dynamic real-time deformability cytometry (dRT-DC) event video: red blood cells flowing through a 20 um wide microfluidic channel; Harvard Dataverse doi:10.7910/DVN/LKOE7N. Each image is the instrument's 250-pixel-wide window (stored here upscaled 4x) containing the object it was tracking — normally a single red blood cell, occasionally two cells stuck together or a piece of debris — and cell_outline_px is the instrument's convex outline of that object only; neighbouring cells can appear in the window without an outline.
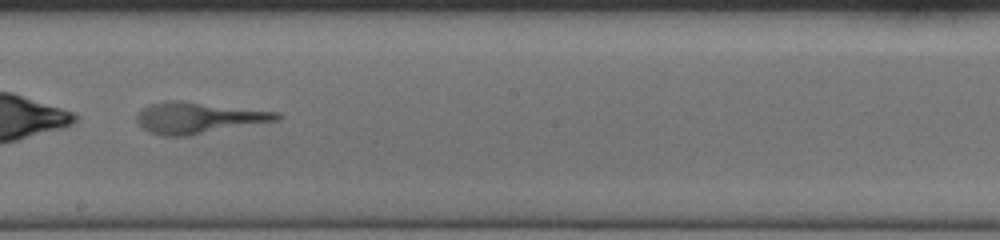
{"species": "human", "species_latin": "Homo sapiens", "temperature_condition": "cold", "stored_images_in_passage": 58, "segment_of_instrument_passage": [2, 2], "camera_frame_rate_fps": 3000, "um_per_image_px": 0.085, "donor": {"sex": "female"}, "frame": {"image": 1, "passage_image": 33, "time_ms": 10.667, "image_size_px": [1000, 240], "cell_outline_px": [[284, 116], [280, 120], [192, 136], [164, 136], [148, 132], [136, 120], [136, 116], [144, 108], [152, 104], [168, 100], [184, 100], [280, 112]], "centroid_in_image_um": [16.95, 10.02], "position_along_channel_um": 231.3, "area_um2": 25.95}}
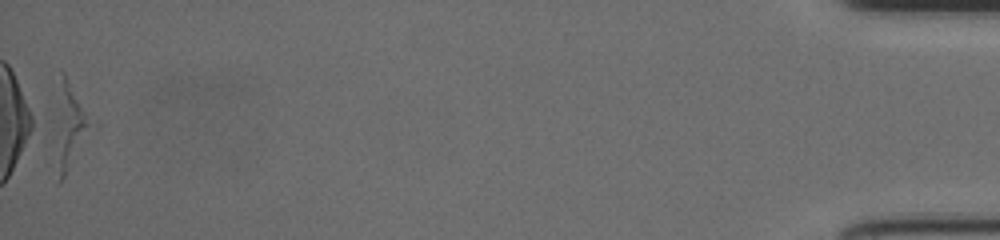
{"frame": {"image": 2, "passage_image": 58, "time_ms": 19.0, "image_size_px": [1000, 240], "cell_outline_px": [[100, 128], [60, 184], [56, 184], [56, 108], [60, 68], [64, 72], [100, 120]], "centroid_in_image_um": [6.13, 10.74], "position_along_channel_um": 429.1, "area_um2": 20.87}}